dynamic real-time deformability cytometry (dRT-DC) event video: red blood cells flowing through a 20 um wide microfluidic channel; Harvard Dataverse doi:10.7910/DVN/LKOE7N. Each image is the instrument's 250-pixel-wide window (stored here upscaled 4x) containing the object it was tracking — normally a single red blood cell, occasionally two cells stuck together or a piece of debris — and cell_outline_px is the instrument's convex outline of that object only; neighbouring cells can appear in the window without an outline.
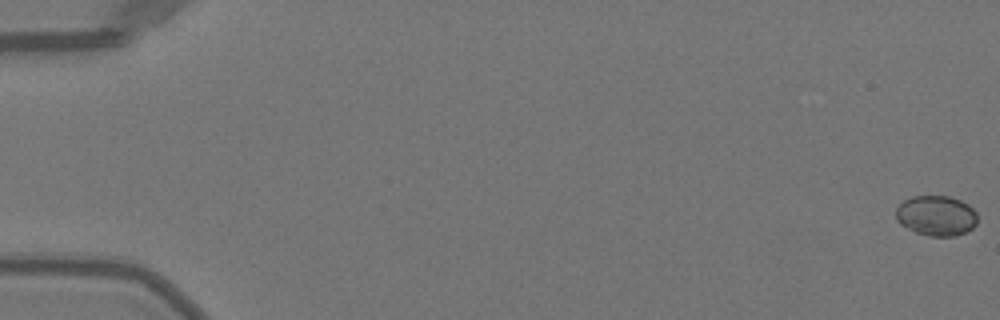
{"species": "Egyptian fruit bat (a non-hibernating species)", "species_latin": "Rousettus aegyptiacus", "temperature_condition": "warm", "stored_images_in_passage": 52, "camera_frame_rate_fps": 3000, "um_per_image_px": 0.085, "animal": {"sex": "female"}, "frame": {"image": 1, "passage_image": 1, "time_ms": 0.0, "image_size_px": [1000, 320], "cell_outline_px": [[976, 224], [972, 228], [956, 236], [928, 236], [916, 232], [900, 224], [896, 220], [896, 208], [904, 200], [912, 196], [948, 196], [960, 200], [968, 204], [976, 212]], "centroid_in_image_um": [79.57, 18.33], "position_along_channel_um": 5.4, "area_um2": 19.07}}
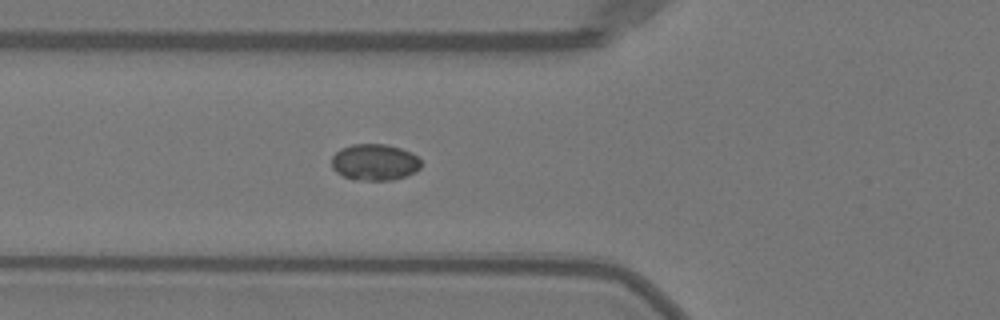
{"frame": {"image": 2, "passage_image": 20, "time_ms": 6.333, "image_size_px": [1000, 320], "cell_outline_px": [[420, 168], [416, 172], [392, 180], [360, 180], [344, 176], [336, 172], [332, 168], [332, 156], [340, 148], [352, 144], [384, 144], [400, 148], [412, 152], [420, 160]], "centroid_in_image_um": [31.84, 13.78], "position_along_channel_um": 94.0, "area_um2": 18.96}}
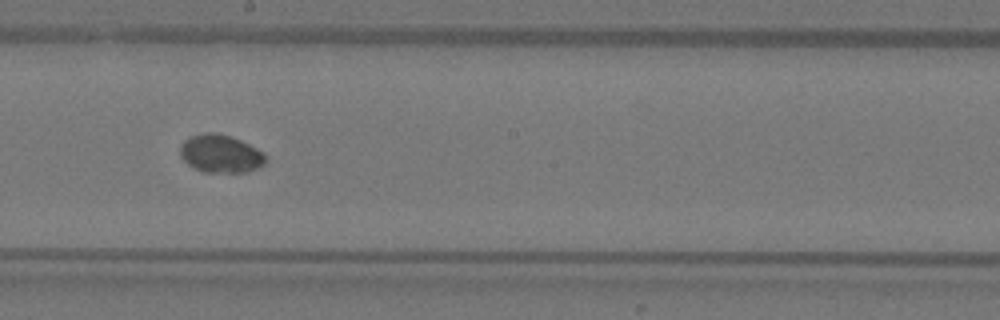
{"frame": {"image": 3, "passage_image": 30, "time_ms": 9.667, "image_size_px": [1000, 320], "cell_outline_px": [[264, 164], [256, 168], [244, 172], [204, 172], [192, 168], [180, 156], [180, 144], [184, 140], [192, 136], [204, 132], [216, 132], [240, 140], [264, 152]], "centroid_in_image_um": [18.7, 13.06], "position_along_channel_um": 229.5, "area_um2": 18.79}}